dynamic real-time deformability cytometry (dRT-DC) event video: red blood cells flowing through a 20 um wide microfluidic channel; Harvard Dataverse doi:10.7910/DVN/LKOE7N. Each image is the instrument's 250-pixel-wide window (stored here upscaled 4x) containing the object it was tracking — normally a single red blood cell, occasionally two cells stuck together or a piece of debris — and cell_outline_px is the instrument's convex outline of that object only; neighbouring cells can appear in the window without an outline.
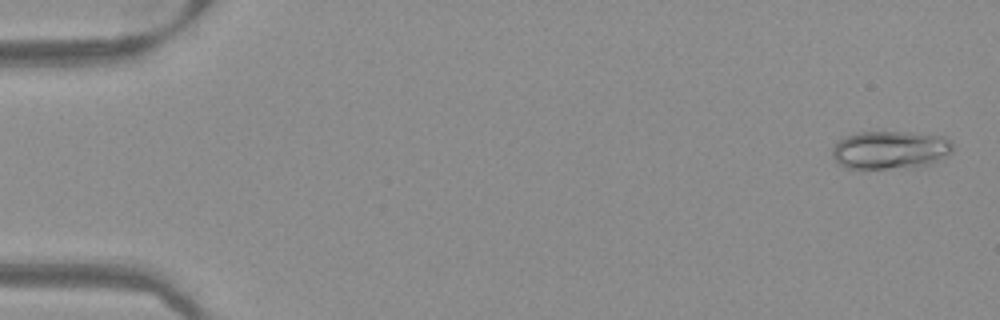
{"species": "Egyptian fruit bat (a non-hibernating species)", "species_latin": "Rousettus aegyptiacus", "temperature_condition": "warm", "stored_images_in_passage": 51, "camera_frame_rate_fps": 3000, "um_per_image_px": 0.085, "frame": {"image": 1, "passage_image": 2, "time_ms": 0.333, "image_size_px": [1000, 320], "cell_outline_px": [[952, 152], [928, 164], [888, 168], [848, 168], [840, 164], [832, 156], [832, 148], [836, 140], [844, 136], [860, 132], [908, 132], [944, 136], [952, 144]], "centroid_in_image_um": [75.6, 12.71], "position_along_channel_um": 9.4, "area_um2": 26.41}}
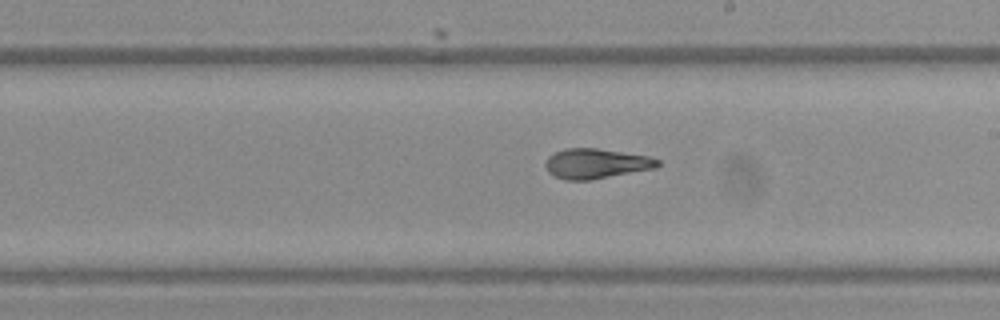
{"frame": {"image": 2, "passage_image": 30, "time_ms": 9.667, "image_size_px": [1000, 320], "cell_outline_px": [[660, 164], [656, 168], [592, 180], [564, 180], [548, 172], [544, 164], [548, 156], [564, 148], [596, 148], [648, 156], [660, 160]], "centroid_in_image_um": [50.66, 13.91], "position_along_channel_um": 238.3, "area_um2": 19.65}}
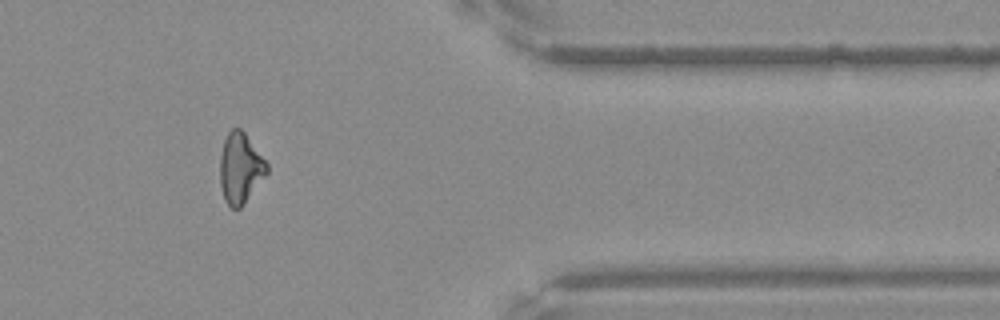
{"frame": {"image": 3, "passage_image": 43, "time_ms": 14.0, "image_size_px": [1000, 320], "cell_outline_px": [[268, 172], [244, 204], [240, 208], [232, 208], [224, 200], [220, 184], [220, 156], [224, 140], [228, 132], [232, 128], [240, 128], [244, 132], [268, 164]], "centroid_in_image_um": [20.42, 14.3], "position_along_channel_um": 391.0, "area_um2": 19.13}}